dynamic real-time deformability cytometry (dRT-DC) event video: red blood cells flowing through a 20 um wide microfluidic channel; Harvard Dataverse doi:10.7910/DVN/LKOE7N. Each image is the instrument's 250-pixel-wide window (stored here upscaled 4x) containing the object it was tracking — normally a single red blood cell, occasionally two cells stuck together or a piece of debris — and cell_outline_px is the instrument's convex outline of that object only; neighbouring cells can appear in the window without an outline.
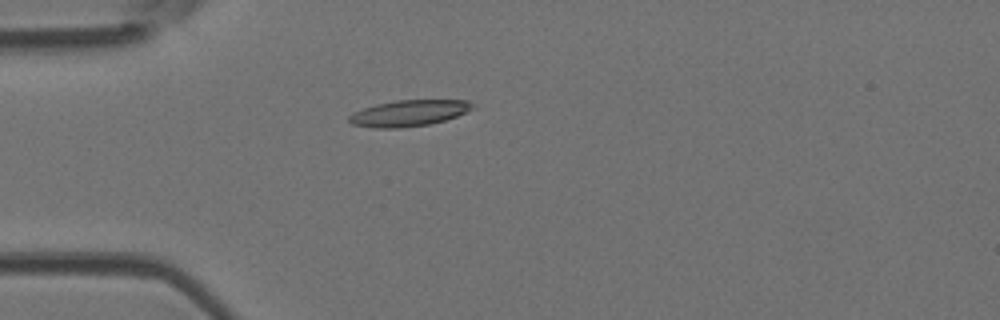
{"species": "Egyptian fruit bat (a non-hibernating species)", "species_latin": "Rousettus aegyptiacus", "temperature_condition": "room temperature", "stored_images_in_passage": 4, "camera_frame_rate_fps": 3000, "um_per_image_px": 0.085, "animal": {"sex": "female"}, "frame": {"image": 1, "passage_image": 4, "time_ms": 1.0, "image_size_px": [1000, 320], "cell_outline_px": [[476, 108], [468, 112], [444, 120], [428, 124], [400, 128], [376, 128], [352, 124], [348, 120], [348, 116], [352, 112], [376, 104], [396, 100], [468, 100], [476, 104]], "centroid_in_image_um": [34.79, 9.61], "position_along_channel_um": 50.2, "area_um2": 18.96}}